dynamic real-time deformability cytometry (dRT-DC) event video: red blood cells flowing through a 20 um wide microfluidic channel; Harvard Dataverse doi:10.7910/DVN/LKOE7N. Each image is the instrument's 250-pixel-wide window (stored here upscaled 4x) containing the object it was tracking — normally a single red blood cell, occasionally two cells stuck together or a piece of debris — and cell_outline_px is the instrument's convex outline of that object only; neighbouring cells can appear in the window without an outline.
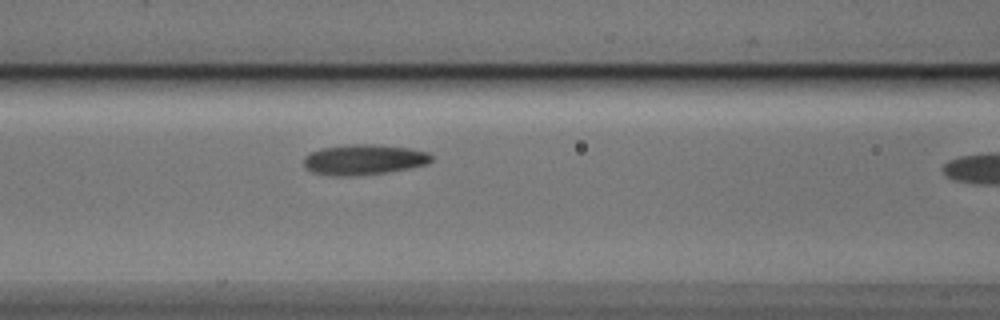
{"species": "Egyptian fruit bat (a non-hibernating species)", "species_latin": "Rousettus aegyptiacus", "temperature_condition": "cold", "stored_images_in_passage": 7, "camera_frame_rate_fps": 3000, "um_per_image_px": 0.085, "animal": {"sex": "male"}, "frame": {"image": 1, "passage_image": 6, "time_ms": 1.667, "image_size_px": [1000, 320], "cell_outline_px": [[432, 160], [428, 164], [412, 168], [388, 172], [360, 176], [332, 176], [312, 172], [304, 164], [304, 156], [320, 148], [356, 144], [372, 144], [408, 148], [428, 152], [432, 156]], "centroid_in_image_um": [30.95, 13.58], "position_along_channel_um": 135.6, "area_um2": 22.72}}